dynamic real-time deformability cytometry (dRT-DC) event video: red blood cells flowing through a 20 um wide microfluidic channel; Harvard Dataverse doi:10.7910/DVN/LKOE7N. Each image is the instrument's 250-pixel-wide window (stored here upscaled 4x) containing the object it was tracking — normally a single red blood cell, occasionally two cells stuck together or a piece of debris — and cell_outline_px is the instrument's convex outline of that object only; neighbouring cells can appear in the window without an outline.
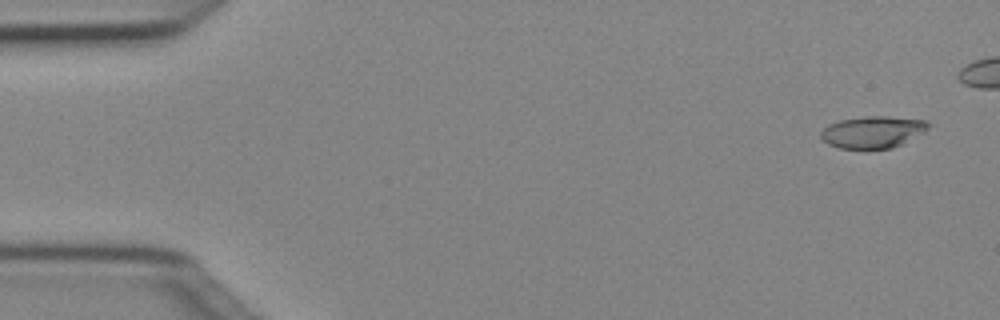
{"species": "Egyptian fruit bat (a non-hibernating species)", "species_latin": "Rousettus aegyptiacus", "temperature_condition": "cold", "stored_images_in_passage": 15, "camera_frame_rate_fps": 3000, "um_per_image_px": 0.085, "animal": {"sex": "female"}, "frame": {"image": 1, "passage_image": 3, "time_ms": 0.667, "image_size_px": [1000, 320], "cell_outline_px": [[928, 128], [924, 132], [904, 144], [892, 148], [840, 148], [828, 144], [820, 136], [820, 132], [828, 124], [840, 120], [864, 116], [884, 116], [924, 120], [928, 124]], "centroid_in_image_um": [74.18, 11.22], "position_along_channel_um": 10.8, "area_um2": 19.88}}